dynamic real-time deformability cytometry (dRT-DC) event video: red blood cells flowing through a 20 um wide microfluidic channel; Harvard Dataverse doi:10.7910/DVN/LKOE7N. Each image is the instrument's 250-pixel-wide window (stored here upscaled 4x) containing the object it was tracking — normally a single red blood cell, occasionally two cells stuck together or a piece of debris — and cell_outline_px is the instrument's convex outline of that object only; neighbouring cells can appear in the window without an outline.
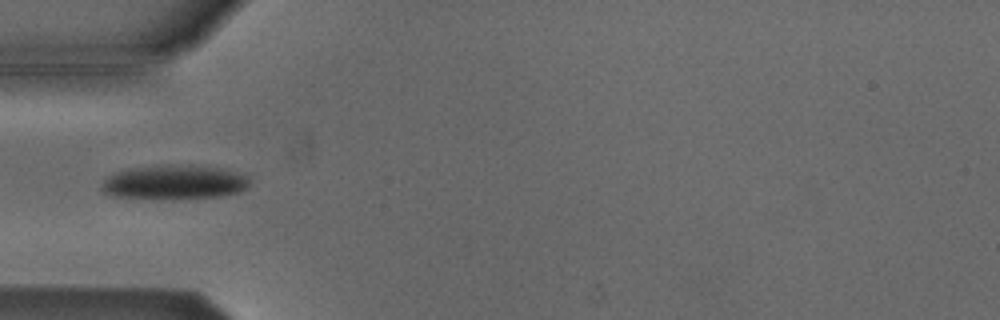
{"species": "Egyptian fruit bat (a non-hibernating species)", "species_latin": "Rousettus aegyptiacus", "temperature_condition": "cold", "stored_images_in_passage": 33, "camera_frame_rate_fps": 3000, "um_per_image_px": 0.085, "animal": {"sex": "male"}, "frame": {"image": 1, "passage_image": 1, "time_ms": 0.0, "image_size_px": [1000, 320], "cell_outline_px": [[248, 188], [240, 192], [220, 196], [160, 200], [112, 196], [104, 192], [104, 180], [108, 176], [116, 172], [128, 168], [220, 168], [248, 176]], "centroid_in_image_um": [14.81, 15.57], "position_along_channel_um": 70.2, "area_um2": 28.32}}
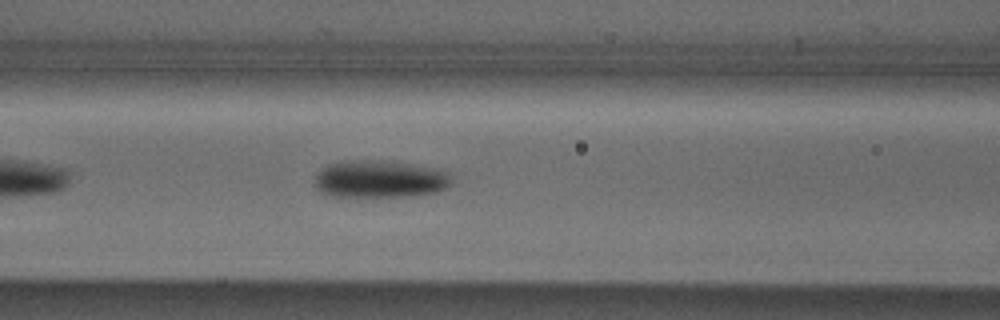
{"frame": {"image": 2, "passage_image": 6, "time_ms": 1.667, "image_size_px": [1000, 320], "cell_outline_px": [[452, 184], [436, 192], [412, 196], [332, 196], [320, 192], [312, 184], [316, 172], [320, 168], [336, 160], [384, 160], [412, 164], [432, 168], [448, 172], [452, 176]], "centroid_in_image_um": [32.21, 15.2], "position_along_channel_um": 134.4, "area_um2": 30.4}}
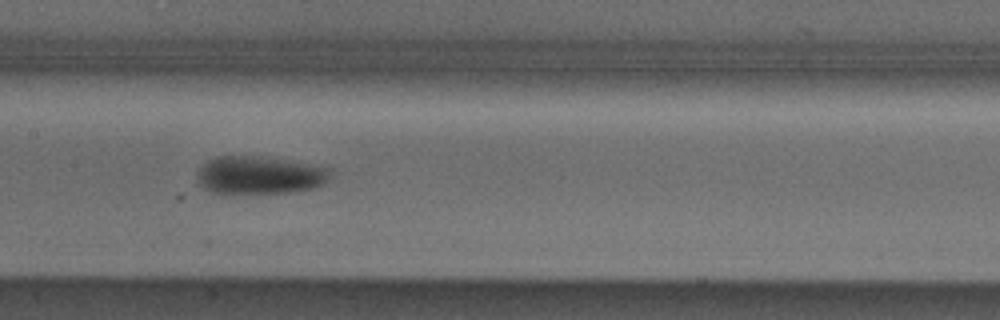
{"frame": {"image": 3, "passage_image": 10, "time_ms": 3.0, "image_size_px": [1000, 320], "cell_outline_px": [[328, 180], [312, 188], [288, 192], [212, 192], [196, 184], [196, 176], [200, 168], [208, 160], [216, 156], [260, 156], [324, 168], [328, 176]], "centroid_in_image_um": [21.91, 14.88], "position_along_channel_um": 185.5, "area_um2": 28.32}, "authors_computed_cell_mechanics": {"area_um2": 27.744, "velocity_mm_per_s": 3.8326, "shape_relaxation_time_tau1_ms": 4.7922, "shape_relaxation_time_tau2_ms": 1.7659, "deformation_change_tau1": 0.1406, "deformation_change_tau2": 0.0484}}